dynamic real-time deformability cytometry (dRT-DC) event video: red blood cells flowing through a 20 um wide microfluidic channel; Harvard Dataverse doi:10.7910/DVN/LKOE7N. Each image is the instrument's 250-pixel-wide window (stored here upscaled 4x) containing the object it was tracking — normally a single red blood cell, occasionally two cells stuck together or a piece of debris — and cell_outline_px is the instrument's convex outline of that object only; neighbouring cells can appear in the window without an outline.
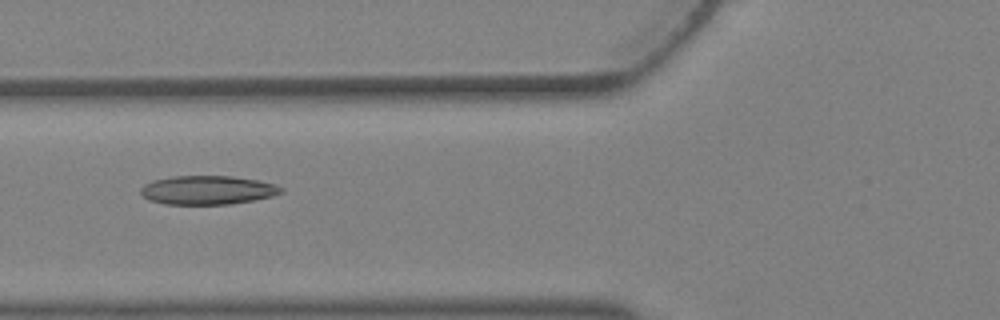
{"species": "Egyptian fruit bat (a non-hibernating species)", "species_latin": "Rousettus aegyptiacus", "temperature_condition": "warm", "stored_images_in_passage": 5, "camera_frame_rate_fps": 3000, "um_per_image_px": 0.085, "animal": {"sex": "female"}, "frame": {"image": 1, "passage_image": 5, "time_ms": 1.333, "image_size_px": [1000, 320], "cell_outline_px": [[284, 192], [272, 196], [232, 204], [164, 204], [148, 200], [140, 192], [140, 188], [144, 184], [152, 180], [172, 176], [232, 176], [256, 180], [276, 184], [284, 188]], "centroid_in_image_um": [17.63, 16.15], "position_along_channel_um": 108.2, "area_um2": 23.7}}